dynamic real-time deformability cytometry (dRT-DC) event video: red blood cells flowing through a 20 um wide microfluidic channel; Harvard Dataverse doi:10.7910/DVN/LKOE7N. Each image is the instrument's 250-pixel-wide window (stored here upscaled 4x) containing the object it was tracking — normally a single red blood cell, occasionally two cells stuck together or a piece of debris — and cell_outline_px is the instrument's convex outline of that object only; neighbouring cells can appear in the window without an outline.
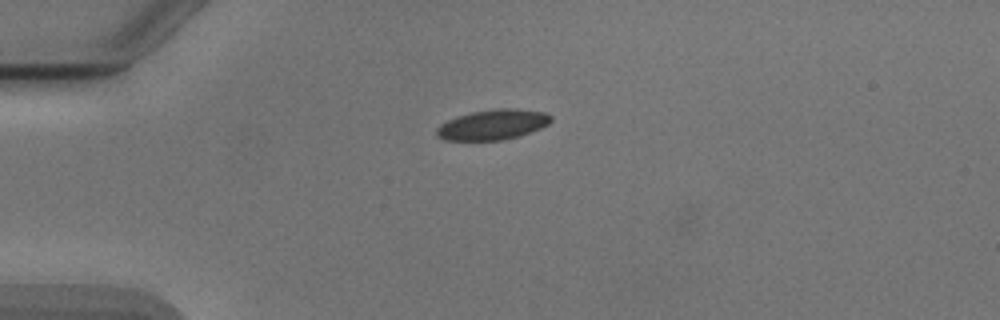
{"species": "Egyptian fruit bat (a non-hibernating species)", "species_latin": "Rousettus aegyptiacus", "temperature_condition": "cold", "stored_images_in_passage": 48, "camera_frame_rate_fps": 3000, "um_per_image_px": 0.085, "animal": {"sex": "male"}, "frame": {"image": 1, "passage_image": 9, "time_ms": 2.667, "image_size_px": [1000, 320], "cell_outline_px": [[552, 120], [548, 124], [540, 128], [520, 136], [504, 140], [444, 140], [436, 136], [436, 128], [440, 124], [456, 116], [472, 112], [496, 108], [516, 108], [544, 112], [552, 116]], "centroid_in_image_um": [41.88, 10.59], "position_along_channel_um": 43.1, "area_um2": 20.29}}
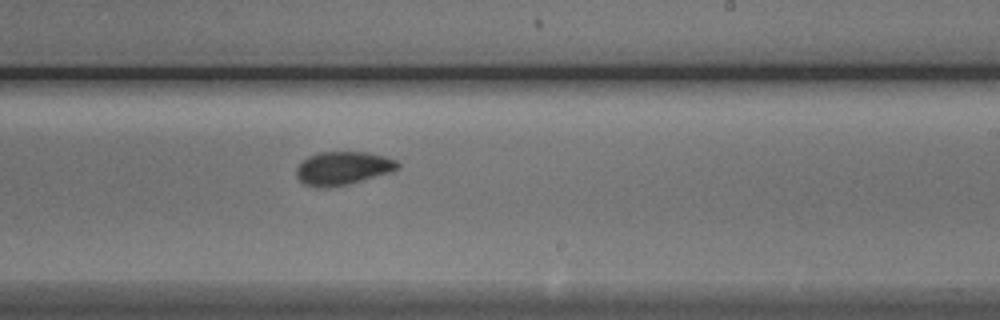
{"frame": {"image": 2, "passage_image": 28, "time_ms": 9.0, "image_size_px": [1000, 320], "cell_outline_px": [[400, 164], [392, 172], [348, 184], [328, 188], [316, 188], [304, 184], [296, 176], [296, 168], [308, 156], [320, 152], [368, 152], [384, 156], [396, 160]], "centroid_in_image_um": [29.13, 14.31], "position_along_channel_um": 259.9, "area_um2": 19.71}}
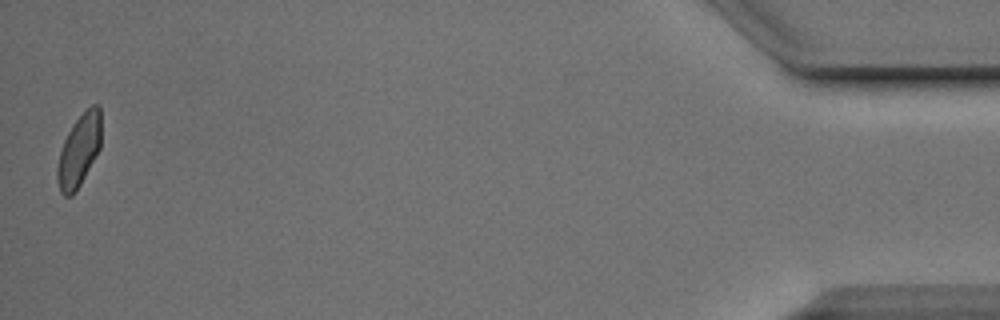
{"frame": {"image": 3, "passage_image": 48, "time_ms": 15.667, "image_size_px": [1000, 320], "cell_outline_px": [[100, 148], [76, 192], [72, 196], [64, 196], [60, 192], [56, 176], [56, 168], [60, 152], [64, 140], [72, 124], [92, 104], [100, 104]], "centroid_in_image_um": [6.7, 12.81], "position_along_channel_um": 428.5, "area_um2": 18.38}, "authors_computed_cell_mechanics": {"area_um2": 19.1607, "velocity_mm_per_s": 3.8799, "shape_relaxation_time_tau1_ms": 3.3864, "shape_relaxation_time_tau2_ms": 1.1156, "deformation_change_tau1": 0.1033, "deformation_change_tau2": 0.0464}}